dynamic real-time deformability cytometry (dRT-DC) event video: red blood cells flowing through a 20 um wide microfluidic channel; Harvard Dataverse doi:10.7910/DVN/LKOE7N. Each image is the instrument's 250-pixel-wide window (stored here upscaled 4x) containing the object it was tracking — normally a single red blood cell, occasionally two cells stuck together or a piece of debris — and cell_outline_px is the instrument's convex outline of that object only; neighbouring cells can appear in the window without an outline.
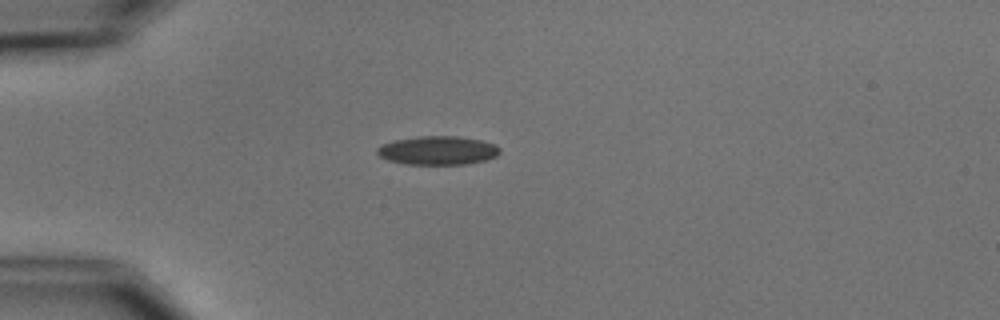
{"species": "common noctule bat (a hibernating species)", "species_latin": "Nyctalus noctula", "temperature_condition": "cold", "stored_images_in_passage": 3, "camera_frame_rate_fps": 3000, "um_per_image_px": 0.085, "animal": {"sex": "male", "body_mass_g": 15.6}, "frame": {"image": 1, "passage_image": 1, "time_ms": 0.0, "image_size_px": [1000, 320], "cell_outline_px": [[500, 152], [496, 156], [484, 160], [464, 164], [404, 164], [388, 160], [380, 156], [376, 152], [376, 148], [380, 144], [392, 140], [416, 136], [456, 136], [480, 140], [496, 144], [500, 148]], "centroid_in_image_um": [37.16, 12.77], "position_along_channel_um": 47.8, "area_um2": 20.63}}
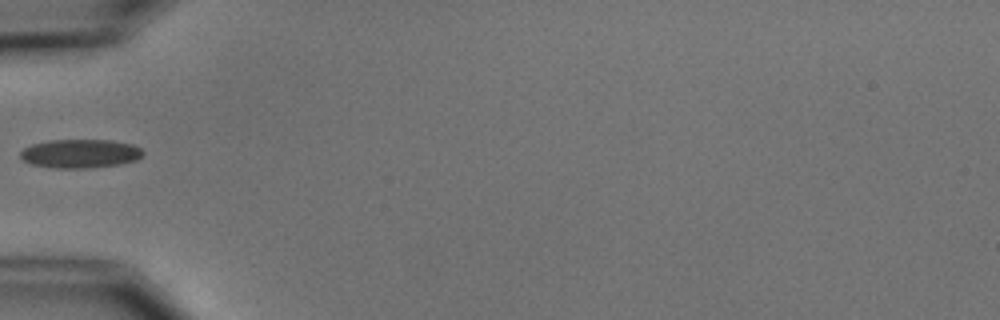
{"frame": {"image": 2, "passage_image": 2, "time_ms": 1.333, "image_size_px": [1000, 320], "cell_outline_px": [[144, 152], [136, 160], [120, 164], [88, 168], [56, 168], [32, 164], [24, 160], [20, 156], [20, 152], [24, 148], [32, 144], [52, 140], [112, 140], [132, 144], [140, 148]], "centroid_in_image_um": [6.82, 13.05], "position_along_channel_um": 78.2, "area_um2": 20.4}}